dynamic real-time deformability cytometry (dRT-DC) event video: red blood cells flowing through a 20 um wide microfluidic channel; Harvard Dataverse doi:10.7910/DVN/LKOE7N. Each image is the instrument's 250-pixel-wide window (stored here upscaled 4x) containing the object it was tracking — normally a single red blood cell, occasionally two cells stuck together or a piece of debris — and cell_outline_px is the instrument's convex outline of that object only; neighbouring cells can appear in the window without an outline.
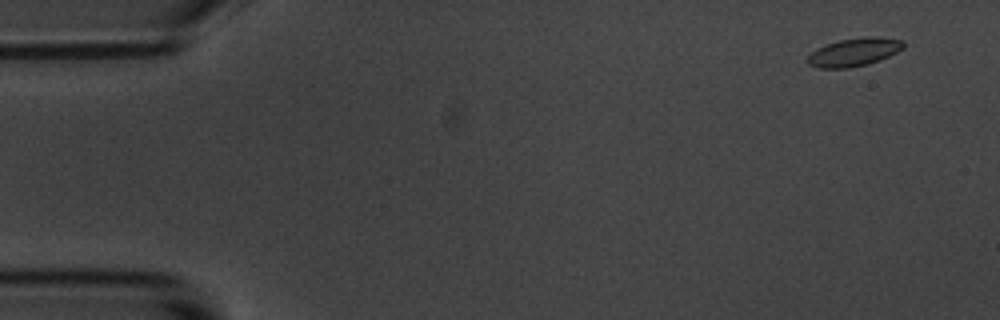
{"species": "common noctule bat (a hibernating species)", "species_latin": "Nyctalus noctula", "temperature_condition": "room temperature", "stored_images_in_passage": 7, "camera_frame_rate_fps": 3000, "um_per_image_px": 0.085, "animal": {"sex": "male", "body_mass_g": 20.1, "forearm_length_mm": 53.5}, "frame": {"image": 1, "passage_image": 2, "time_ms": 1.0, "image_size_px": [1000, 320], "cell_outline_px": [[904, 48], [880, 60], [868, 64], [848, 68], [820, 68], [808, 64], [804, 60], [816, 48], [840, 40], [864, 36], [880, 36], [904, 40]], "centroid_in_image_um": [72.6, 4.42], "position_along_channel_um": 12.4, "area_um2": 15.9}}
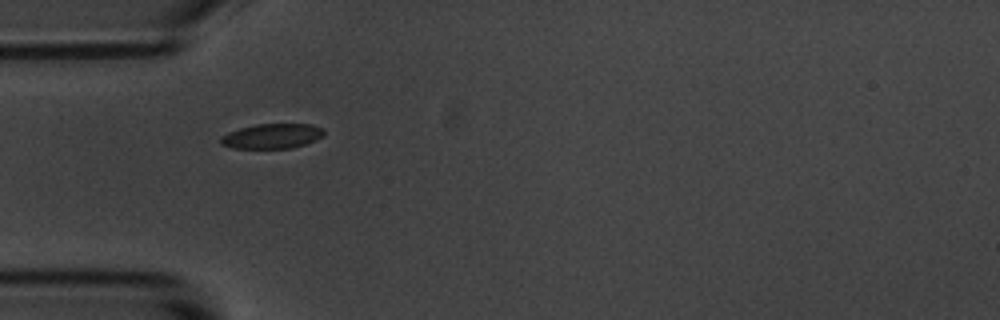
{"frame": {"image": 2, "passage_image": 6, "time_ms": 5.667, "image_size_px": [1000, 320], "cell_outline_px": [[324, 136], [316, 140], [292, 148], [232, 148], [220, 144], [220, 136], [228, 132], [240, 128], [256, 124], [312, 124], [324, 128]], "centroid_in_image_um": [23.13, 11.56], "position_along_channel_um": 61.9, "area_um2": 15.09}}